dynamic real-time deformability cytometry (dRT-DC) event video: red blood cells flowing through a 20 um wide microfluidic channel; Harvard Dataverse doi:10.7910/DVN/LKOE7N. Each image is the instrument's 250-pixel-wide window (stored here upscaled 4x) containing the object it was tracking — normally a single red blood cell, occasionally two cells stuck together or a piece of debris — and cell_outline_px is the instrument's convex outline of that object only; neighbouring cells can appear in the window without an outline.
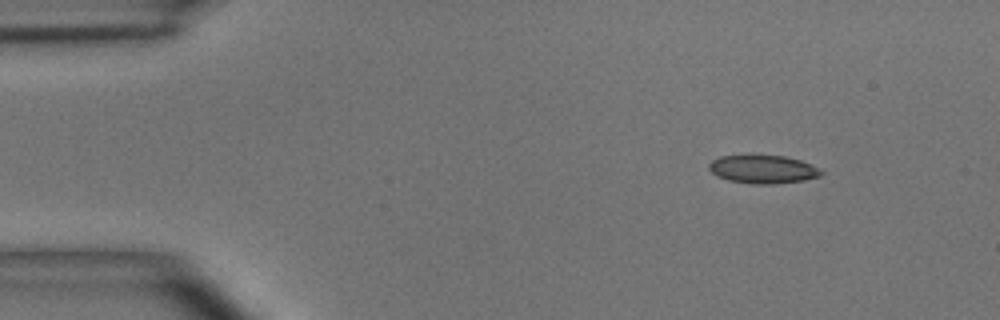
{"species": "common noctule bat (a hibernating species)", "species_latin": "Nyctalus noctula", "temperature_condition": "room temperature", "stored_images_in_passage": 3, "camera_frame_rate_fps": 3000, "um_per_image_px": 0.085, "animal": {"sex": "male", "body_mass_g": 15.6}, "frame": {"image": 1, "passage_image": 1, "time_ms": 0.0, "image_size_px": [1000, 320], "cell_outline_px": [[824, 172], [820, 176], [804, 180], [776, 184], [756, 184], [728, 180], [716, 176], [708, 168], [708, 164], [712, 160], [720, 156], [784, 156], [800, 160], [820, 168]], "centroid_in_image_um": [64.86, 14.4], "position_along_channel_um": 20.1, "area_um2": 18.38}}
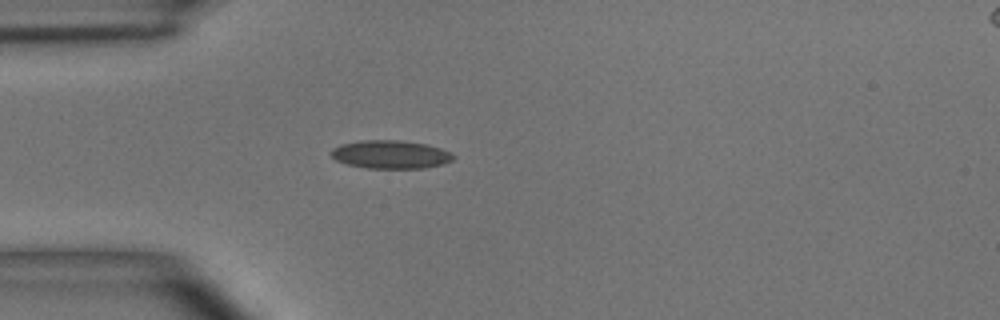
{"frame": {"image": 2, "passage_image": 3, "time_ms": 2.667, "image_size_px": [1000, 320], "cell_outline_px": [[456, 156], [452, 160], [444, 164], [424, 168], [368, 168], [348, 164], [336, 160], [328, 152], [332, 148], [340, 144], [360, 140], [400, 140], [428, 144], [440, 148]], "centroid_in_image_um": [33.18, 13.12], "position_along_channel_um": 51.8, "area_um2": 20.23}}